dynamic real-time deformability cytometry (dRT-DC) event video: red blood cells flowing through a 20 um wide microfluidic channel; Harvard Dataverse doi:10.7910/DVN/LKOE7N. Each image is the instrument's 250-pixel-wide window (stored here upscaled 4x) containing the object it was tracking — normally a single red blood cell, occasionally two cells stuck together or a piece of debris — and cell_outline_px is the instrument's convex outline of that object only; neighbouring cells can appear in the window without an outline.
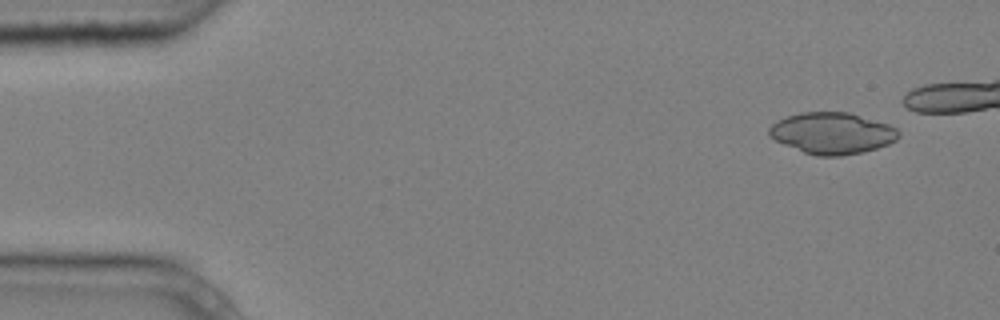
{"species": "common noctule bat (a hibernating species)", "species_latin": "Nyctalus noctula", "temperature_condition": "cold", "stored_images_in_passage": 6, "camera_frame_rate_fps": 3000, "um_per_image_px": 0.085, "animal": {"sex": "male", "body_mass_g": 20.4}, "frame": {"image": 1, "passage_image": 1, "time_ms": 0.0, "image_size_px": [1000, 320], "cell_outline_px": [[900, 136], [896, 140], [888, 144], [864, 152], [840, 156], [816, 156], [804, 152], [784, 144], [768, 136], [768, 128], [776, 120], [800, 112], [848, 112], [888, 124], [896, 128], [900, 132]], "centroid_in_image_um": [70.72, 11.32], "position_along_channel_um": 14.3, "area_um2": 31.27}}